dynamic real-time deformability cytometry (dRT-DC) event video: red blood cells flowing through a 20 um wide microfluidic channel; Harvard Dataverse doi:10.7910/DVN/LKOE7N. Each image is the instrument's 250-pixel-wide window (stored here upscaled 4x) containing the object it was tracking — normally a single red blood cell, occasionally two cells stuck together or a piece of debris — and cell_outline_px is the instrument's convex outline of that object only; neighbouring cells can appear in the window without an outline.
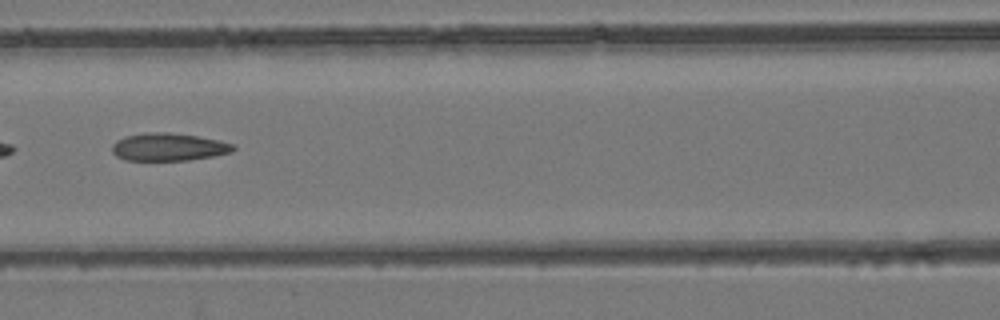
{"species": "common noctule bat (a hibernating species)", "species_latin": "Nyctalus noctula", "temperature_condition": "room temperature", "stored_images_in_passage": 8, "camera_frame_rate_fps": 3000, "um_per_image_px": 0.085, "animal": {"sex": "female", "body_mass_g": 24.6, "forearm_length_mm": 56.2}, "frame": {"image": 1, "passage_image": 8, "time_ms": 2.333, "image_size_px": [1000, 320], "cell_outline_px": [[236, 148], [232, 152], [212, 156], [188, 160], [124, 160], [116, 156], [112, 152], [112, 144], [116, 140], [124, 136], [144, 132], [168, 132], [196, 136], [220, 140], [236, 144]], "centroid_in_image_um": [14.32, 12.48], "position_along_channel_um": 152.3, "area_um2": 19.77}}